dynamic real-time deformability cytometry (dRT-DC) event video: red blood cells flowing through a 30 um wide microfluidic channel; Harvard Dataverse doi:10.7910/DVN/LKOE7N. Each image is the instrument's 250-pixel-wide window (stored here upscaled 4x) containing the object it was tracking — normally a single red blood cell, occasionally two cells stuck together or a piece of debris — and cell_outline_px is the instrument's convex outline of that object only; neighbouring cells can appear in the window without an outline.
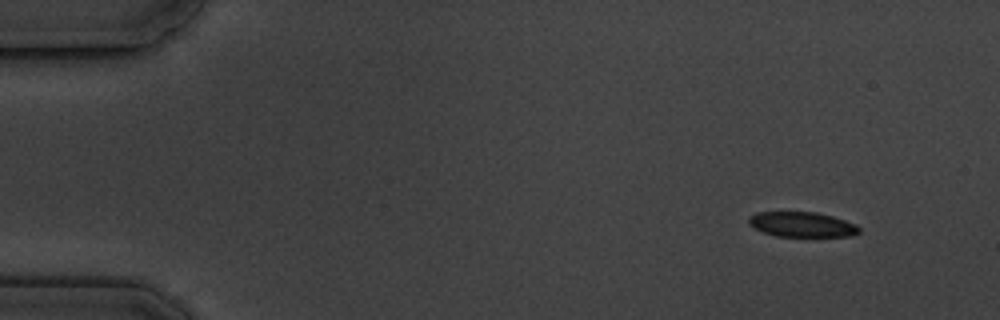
{"species": "common noctule bat (a hibernating species)", "species_latin": "Nyctalus noctula", "temperature_condition": "cold", "stored_images_in_passage": 4, "camera_frame_rate_fps": 3000, "um_per_image_px": 0.085, "animal": {"sex": "male", "body_mass_g": 19.5, "forearm_length_mm": 54.6}, "frame": {"image": 1, "passage_image": 1, "time_ms": 0.0, "image_size_px": [1000, 320], "cell_outline_px": [[860, 232], [852, 236], [776, 236], [764, 232], [748, 224], [748, 216], [756, 212], [816, 212], [832, 216], [856, 224], [860, 228]], "centroid_in_image_um": [68.16, 19.07], "position_along_channel_um": 16.8, "area_um2": 16.07}}
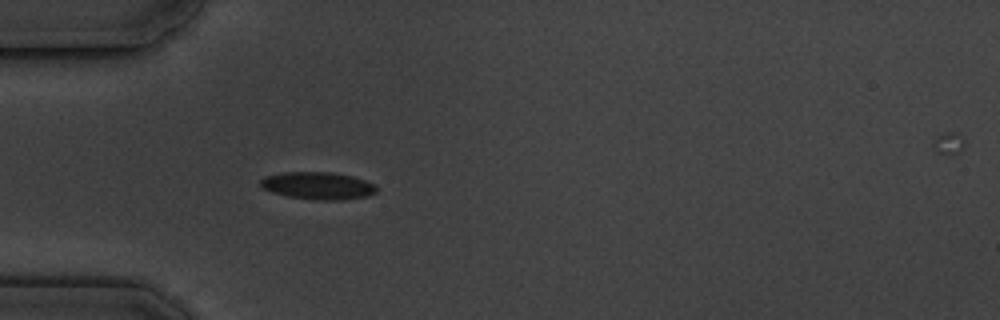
{"frame": {"image": 2, "passage_image": 4, "time_ms": 4.0, "image_size_px": [1000, 320], "cell_outline_px": [[376, 192], [364, 196], [344, 200], [316, 200], [288, 196], [272, 192], [264, 188], [260, 184], [260, 180], [264, 176], [284, 172], [332, 172], [352, 176], [376, 184]], "centroid_in_image_um": [27.02, 15.78], "position_along_channel_um": 58.0, "area_um2": 18.44}}